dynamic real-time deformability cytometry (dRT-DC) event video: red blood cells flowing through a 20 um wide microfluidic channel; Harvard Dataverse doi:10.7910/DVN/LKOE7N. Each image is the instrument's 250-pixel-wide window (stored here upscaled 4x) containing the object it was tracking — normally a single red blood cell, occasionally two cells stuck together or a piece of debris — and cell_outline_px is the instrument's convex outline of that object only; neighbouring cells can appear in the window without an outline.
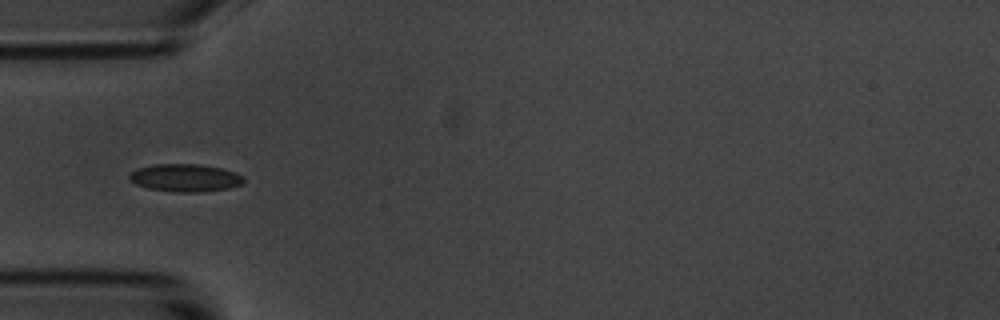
{"species": "common noctule bat (a hibernating species)", "species_latin": "Nyctalus noctula", "temperature_condition": "room temperature", "stored_images_in_passage": 6, "camera_frame_rate_fps": 3000, "um_per_image_px": 0.085, "animal": {"sex": "male", "body_mass_g": 20.1, "forearm_length_mm": 53.5}, "frame": {"image": 1, "passage_image": 4, "time_ms": 3.667, "image_size_px": [1000, 320], "cell_outline_px": [[244, 180], [240, 184], [228, 188], [200, 192], [176, 192], [148, 188], [136, 184], [128, 180], [128, 176], [136, 168], [152, 164], [200, 164], [220, 168], [236, 172], [244, 176]], "centroid_in_image_um": [15.71, 15.1], "position_along_channel_um": 69.3, "area_um2": 18.5}}
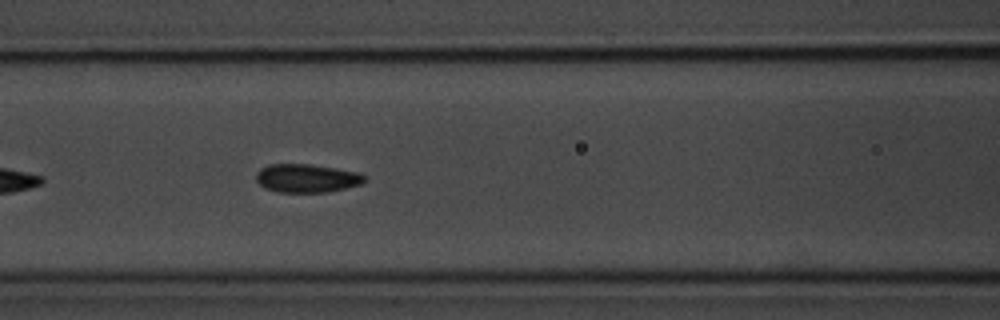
{"frame": {"image": 2, "passage_image": 6, "time_ms": 5.667, "image_size_px": [1000, 320], "cell_outline_px": [[368, 180], [360, 184], [328, 192], [276, 192], [264, 188], [256, 180], [256, 172], [260, 168], [268, 164], [312, 164], [360, 172], [368, 176]], "centroid_in_image_um": [26.09, 15.14], "position_along_channel_um": 140.5, "area_um2": 18.26}}